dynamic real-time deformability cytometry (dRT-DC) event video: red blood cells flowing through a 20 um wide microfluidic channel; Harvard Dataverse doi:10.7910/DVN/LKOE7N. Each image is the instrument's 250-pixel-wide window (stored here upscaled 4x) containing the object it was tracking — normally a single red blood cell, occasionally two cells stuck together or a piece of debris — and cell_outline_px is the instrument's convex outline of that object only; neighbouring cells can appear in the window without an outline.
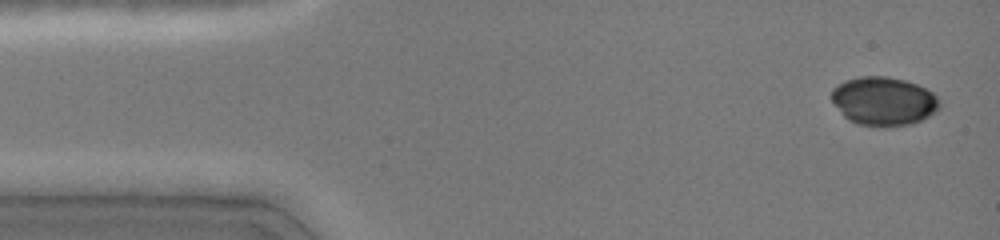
{"species": "common noctule bat (a hibernating species)", "species_latin": "Nyctalus noctula", "temperature_condition": "cold", "stored_images_in_passage": 16, "camera_frame_rate_fps": 3000, "um_per_image_px": 0.085, "animal": {"sex": "female", "body_mass_g": 19.0, "forearm_length_mm": 51.5}, "frame": {"image": 1, "passage_image": 1, "time_ms": 0.0, "image_size_px": [1000, 240], "cell_outline_px": [[940, 108], [936, 112], [912, 124], [884, 128], [860, 124], [848, 120], [840, 112], [832, 100], [832, 88], [844, 80], [860, 76], [888, 76], [904, 80], [916, 84], [932, 92], [940, 100]], "centroid_in_image_um": [75.11, 8.61], "position_along_channel_um": 9.9, "area_um2": 30.87}}
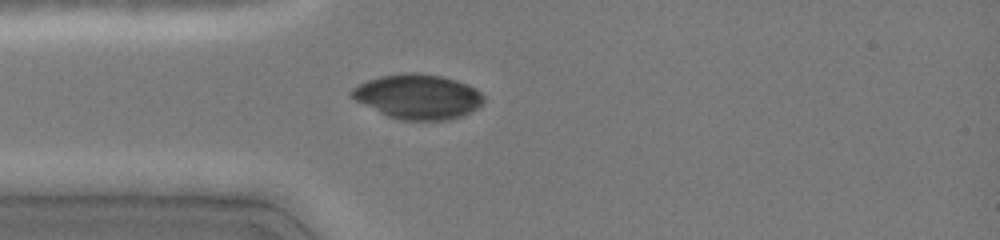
{"frame": {"image": 2, "passage_image": 8, "time_ms": 3.333, "image_size_px": [1000, 240], "cell_outline_px": [[484, 104], [464, 116], [448, 120], [400, 120], [388, 116], [356, 100], [348, 92], [352, 88], [368, 80], [380, 76], [408, 72], [416, 72], [440, 76], [456, 80], [468, 84], [476, 88], [484, 96]], "centroid_in_image_um": [35.57, 8.21], "position_along_channel_um": 49.4, "area_um2": 34.45}}